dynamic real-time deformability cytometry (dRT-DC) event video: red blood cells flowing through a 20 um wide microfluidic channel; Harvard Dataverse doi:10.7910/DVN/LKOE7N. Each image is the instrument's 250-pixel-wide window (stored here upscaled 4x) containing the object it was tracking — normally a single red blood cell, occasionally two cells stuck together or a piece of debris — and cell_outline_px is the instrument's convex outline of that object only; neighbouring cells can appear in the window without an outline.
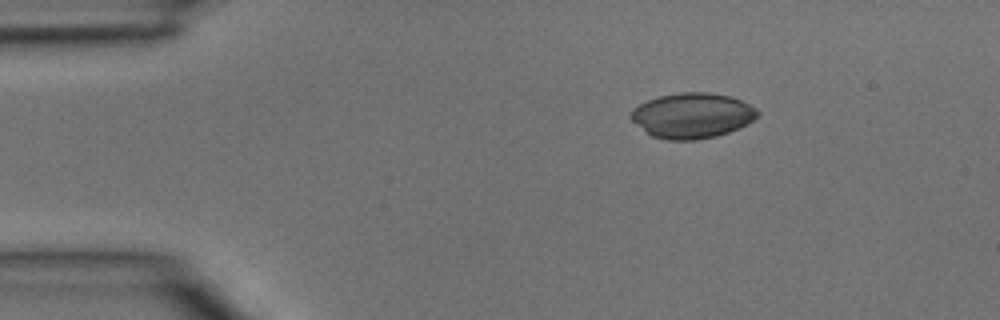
{"species": "common noctule bat (a hibernating species)", "species_latin": "Nyctalus noctula", "temperature_condition": "room temperature", "stored_images_in_passage": 5, "segment_of_instrument_passage": [2, 2], "camera_frame_rate_fps": 3000, "um_per_image_px": 0.085, "animal": {"sex": "male", "body_mass_g": 15.6}, "frame": {"image": 1, "passage_image": 5, "time_ms": 1.333, "image_size_px": [1000, 320], "cell_outline_px": [[760, 116], [748, 124], [728, 132], [716, 136], [696, 140], [668, 140], [652, 136], [632, 120], [632, 112], [640, 104], [648, 100], [660, 96], [680, 92], [708, 92], [732, 96], [756, 108], [760, 112]], "centroid_in_image_um": [58.9, 9.82], "position_along_channel_um": 26.1, "area_um2": 33.23}}